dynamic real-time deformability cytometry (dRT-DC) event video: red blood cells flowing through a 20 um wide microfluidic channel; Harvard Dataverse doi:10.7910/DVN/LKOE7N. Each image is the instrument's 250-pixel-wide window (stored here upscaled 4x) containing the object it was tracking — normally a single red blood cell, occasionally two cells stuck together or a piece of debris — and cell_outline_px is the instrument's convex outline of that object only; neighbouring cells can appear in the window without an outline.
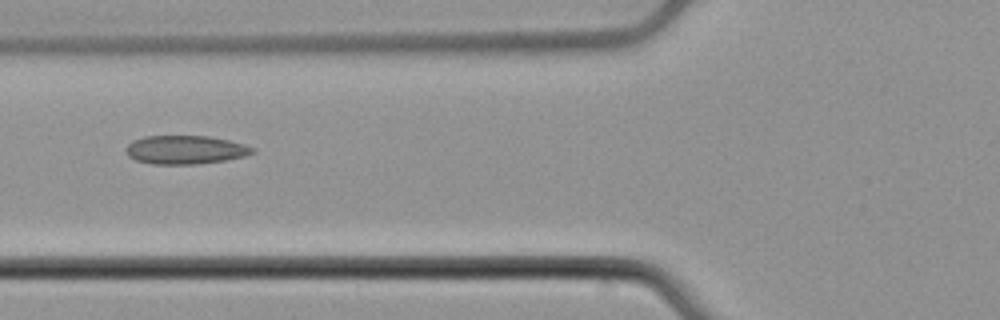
{"species": "common noctule bat (a hibernating species)", "species_latin": "Nyctalus noctula", "temperature_condition": "cold", "stored_images_in_passage": 6, "camera_frame_rate_fps": 3000, "um_per_image_px": 0.085, "animal": {"sex": "male", "body_mass_g": 21.5, "forearm_length_mm": 52.0}, "frame": {"image": 1, "passage_image": 6, "time_ms": 1.667, "image_size_px": [1000, 320], "cell_outline_px": [[256, 152], [244, 156], [224, 160], [196, 164], [152, 164], [136, 160], [128, 156], [124, 148], [132, 140], [144, 136], [208, 136], [228, 140], [244, 144], [256, 148]], "centroid_in_image_um": [15.74, 12.73], "position_along_channel_um": 110.1, "area_um2": 21.15}}